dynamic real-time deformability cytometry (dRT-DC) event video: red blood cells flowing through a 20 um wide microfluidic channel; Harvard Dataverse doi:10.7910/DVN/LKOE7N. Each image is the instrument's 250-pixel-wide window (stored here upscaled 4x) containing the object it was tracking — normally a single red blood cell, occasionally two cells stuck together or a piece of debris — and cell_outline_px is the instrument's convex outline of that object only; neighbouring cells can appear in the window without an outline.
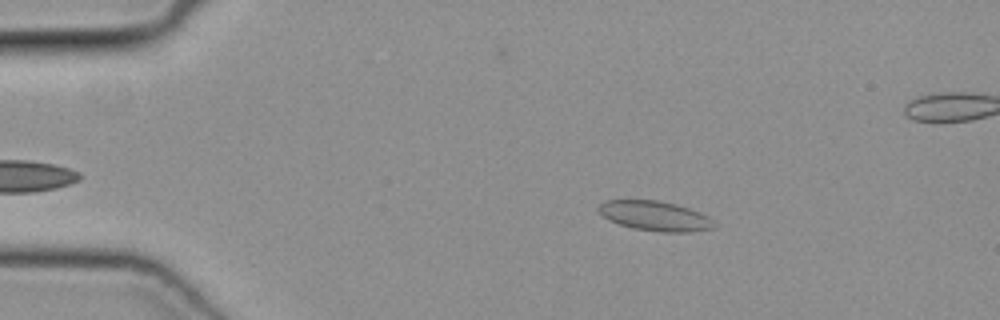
{"species": "common noctule bat (a hibernating species)", "species_latin": "Nyctalus noctula", "temperature_condition": "cold", "stored_images_in_passage": 41, "camera_frame_rate_fps": 3000, "um_per_image_px": 0.085, "animal": {"sex": "female", "body_mass_g": 19.3, "forearm_length_mm": 54.1}, "frame": {"image": 1, "passage_image": 7, "time_ms": 2.0, "image_size_px": [1000, 320], "cell_outline_px": [[716, 224], [712, 228], [692, 232], [660, 232], [632, 228], [608, 220], [596, 208], [604, 200], [656, 200], [676, 204], [700, 212], [708, 216]], "centroid_in_image_um": [55.67, 18.35], "position_along_channel_um": 29.3, "area_um2": 20.06}}
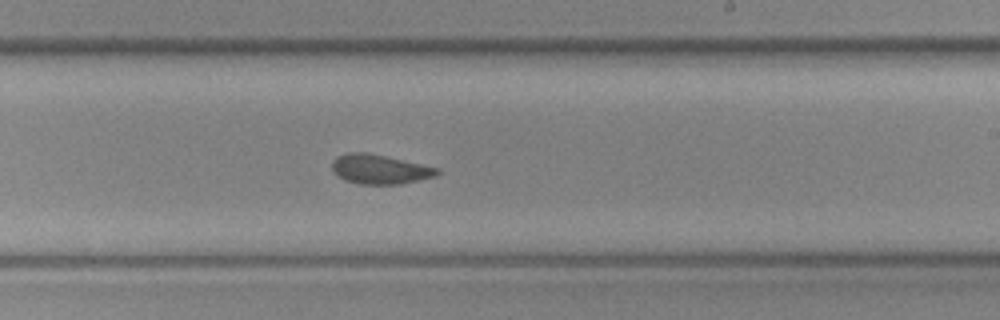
{"frame": {"image": 2, "passage_image": 28, "time_ms": 9.0, "image_size_px": [1000, 320], "cell_outline_px": [[440, 172], [436, 176], [400, 184], [360, 184], [344, 180], [336, 176], [332, 172], [332, 160], [336, 156], [348, 152], [364, 152], [384, 156], [440, 168]], "centroid_in_image_um": [32.23, 14.39], "position_along_channel_um": 256.8, "area_um2": 18.09}}
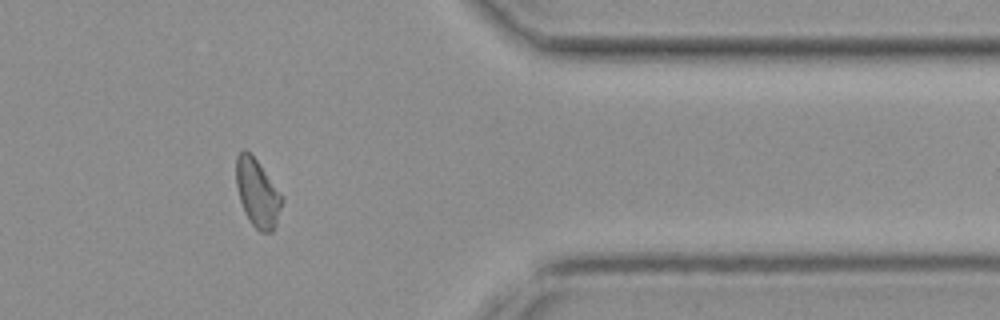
{"frame": {"image": 3, "passage_image": 39, "time_ms": 12.667, "image_size_px": [1000, 320], "cell_outline_px": [[284, 200], [276, 224], [272, 232], [260, 232], [248, 220], [244, 212], [240, 200], [236, 184], [236, 156], [244, 148], [256, 160], [284, 196]], "centroid_in_image_um": [21.89, 16.43], "position_along_channel_um": 389.5, "area_um2": 18.15}}